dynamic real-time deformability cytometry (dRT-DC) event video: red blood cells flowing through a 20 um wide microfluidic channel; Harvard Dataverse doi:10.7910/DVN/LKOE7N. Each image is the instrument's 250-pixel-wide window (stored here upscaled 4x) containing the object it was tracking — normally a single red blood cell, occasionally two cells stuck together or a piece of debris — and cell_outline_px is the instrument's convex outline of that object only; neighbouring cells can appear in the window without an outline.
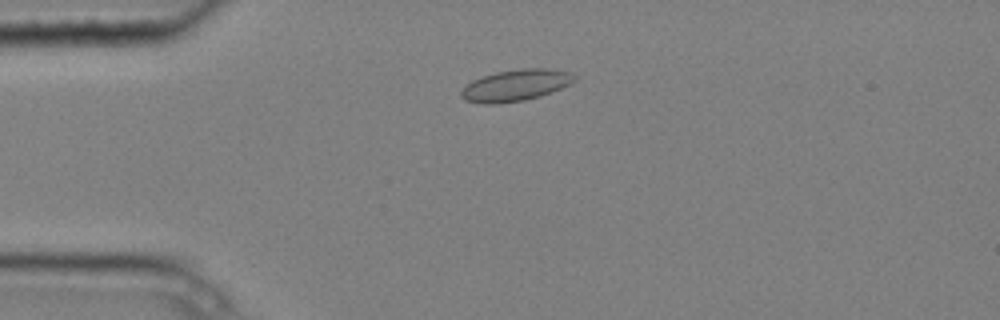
{"species": "common noctule bat (a hibernating species)", "species_latin": "Nyctalus noctula", "temperature_condition": "cold", "stored_images_in_passage": 4, "camera_frame_rate_fps": 3000, "um_per_image_px": 0.085, "animal": {"sex": "male", "body_mass_g": 20.4}, "frame": {"image": 1, "passage_image": 3, "time_ms": 0.667, "image_size_px": [1000, 320], "cell_outline_px": [[576, 80], [572, 84], [552, 92], [540, 96], [524, 100], [496, 104], [484, 104], [464, 100], [460, 96], [460, 92], [472, 80], [496, 72], [520, 68], [548, 68], [572, 72], [576, 76]], "centroid_in_image_um": [43.88, 7.24], "position_along_channel_um": 41.1, "area_um2": 20.98}}